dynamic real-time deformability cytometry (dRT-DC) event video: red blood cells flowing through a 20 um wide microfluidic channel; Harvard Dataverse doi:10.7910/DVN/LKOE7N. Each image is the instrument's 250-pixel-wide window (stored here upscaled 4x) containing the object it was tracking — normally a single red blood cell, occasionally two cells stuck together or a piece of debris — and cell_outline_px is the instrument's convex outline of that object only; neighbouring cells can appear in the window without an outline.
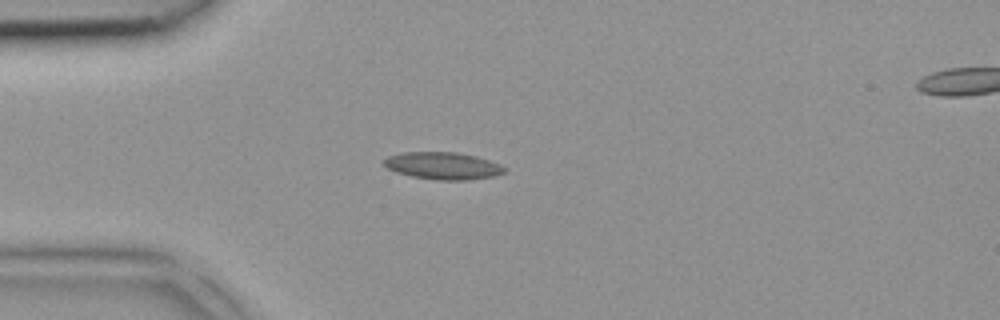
{"species": "common noctule bat (a hibernating species)", "species_latin": "Nyctalus noctula", "temperature_condition": "room temperature", "stored_images_in_passage": 2, "segment_of_instrument_passage": [1, 2], "camera_frame_rate_fps": 3000, "um_per_image_px": 0.085, "animal": {"sex": "female", "body_mass_g": 18.4}, "frame": {"image": 1, "passage_image": 1, "time_ms": 0.0, "image_size_px": [1000, 320], "cell_outline_px": [[508, 168], [504, 172], [492, 176], [464, 180], [440, 180], [412, 176], [396, 172], [388, 168], [384, 164], [384, 160], [388, 156], [404, 152], [456, 152], [476, 156], [500, 164]], "centroid_in_image_um": [37.66, 14.08], "position_along_channel_um": 47.3, "area_um2": 18.9}}